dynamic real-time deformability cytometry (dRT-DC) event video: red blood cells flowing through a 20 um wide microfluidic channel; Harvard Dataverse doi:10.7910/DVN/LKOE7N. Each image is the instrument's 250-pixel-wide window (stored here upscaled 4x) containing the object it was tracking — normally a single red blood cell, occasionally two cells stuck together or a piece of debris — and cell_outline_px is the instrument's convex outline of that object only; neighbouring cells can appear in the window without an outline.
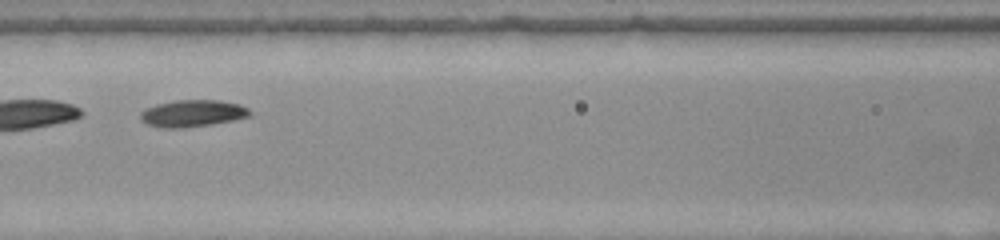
{"species": "common noctule bat (a hibernating species)", "species_latin": "Nyctalus noctula", "temperature_condition": "warm", "stored_images_in_passage": 40, "segment_of_instrument_passage": [2, 2], "camera_frame_rate_fps": 3000, "um_per_image_px": 0.085, "animal": {"sex": "female", "body_mass_g": 22.0, "forearm_length_mm": 56.7}, "frame": {"image": 1, "passage_image": 12, "time_ms": 3.667, "image_size_px": [1000, 240], "cell_outline_px": [[252, 116], [212, 124], [184, 128], [160, 128], [148, 124], [140, 120], [140, 112], [144, 108], [156, 104], [176, 100], [220, 100], [240, 104], [248, 108], [252, 112]], "centroid_in_image_um": [16.36, 9.63], "position_along_channel_um": 150.2, "area_um2": 17.4}}